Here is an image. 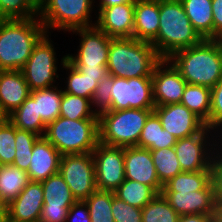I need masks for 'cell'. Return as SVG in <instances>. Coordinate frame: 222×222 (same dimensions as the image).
<instances>
[{"instance_id":"obj_15","label":"cell","mask_w":222,"mask_h":222,"mask_svg":"<svg viewBox=\"0 0 222 222\" xmlns=\"http://www.w3.org/2000/svg\"><path fill=\"white\" fill-rule=\"evenodd\" d=\"M165 65L166 68H164ZM152 83L155 106L180 103L187 85L186 80L167 59H162L155 66L152 74Z\"/></svg>"},{"instance_id":"obj_22","label":"cell","mask_w":222,"mask_h":222,"mask_svg":"<svg viewBox=\"0 0 222 222\" xmlns=\"http://www.w3.org/2000/svg\"><path fill=\"white\" fill-rule=\"evenodd\" d=\"M31 90L21 70L0 71V105L10 115L30 95Z\"/></svg>"},{"instance_id":"obj_46","label":"cell","mask_w":222,"mask_h":222,"mask_svg":"<svg viewBox=\"0 0 222 222\" xmlns=\"http://www.w3.org/2000/svg\"><path fill=\"white\" fill-rule=\"evenodd\" d=\"M80 73L90 78H105L108 75L107 66L87 67V65H73Z\"/></svg>"},{"instance_id":"obj_31","label":"cell","mask_w":222,"mask_h":222,"mask_svg":"<svg viewBox=\"0 0 222 222\" xmlns=\"http://www.w3.org/2000/svg\"><path fill=\"white\" fill-rule=\"evenodd\" d=\"M61 60L63 68L70 70V74L67 78V88H65L63 92L92 100L98 83L104 78H90L83 73H80L67 60V56H63Z\"/></svg>"},{"instance_id":"obj_20","label":"cell","mask_w":222,"mask_h":222,"mask_svg":"<svg viewBox=\"0 0 222 222\" xmlns=\"http://www.w3.org/2000/svg\"><path fill=\"white\" fill-rule=\"evenodd\" d=\"M135 3L102 8L95 25L112 38H133Z\"/></svg>"},{"instance_id":"obj_44","label":"cell","mask_w":222,"mask_h":222,"mask_svg":"<svg viewBox=\"0 0 222 222\" xmlns=\"http://www.w3.org/2000/svg\"><path fill=\"white\" fill-rule=\"evenodd\" d=\"M65 222H91L85 201H76L68 210Z\"/></svg>"},{"instance_id":"obj_26","label":"cell","mask_w":222,"mask_h":222,"mask_svg":"<svg viewBox=\"0 0 222 222\" xmlns=\"http://www.w3.org/2000/svg\"><path fill=\"white\" fill-rule=\"evenodd\" d=\"M30 182L27 171L14 165H0V196L9 205Z\"/></svg>"},{"instance_id":"obj_53","label":"cell","mask_w":222,"mask_h":222,"mask_svg":"<svg viewBox=\"0 0 222 222\" xmlns=\"http://www.w3.org/2000/svg\"><path fill=\"white\" fill-rule=\"evenodd\" d=\"M0 210H7V205L5 204L1 196H0Z\"/></svg>"},{"instance_id":"obj_49","label":"cell","mask_w":222,"mask_h":222,"mask_svg":"<svg viewBox=\"0 0 222 222\" xmlns=\"http://www.w3.org/2000/svg\"><path fill=\"white\" fill-rule=\"evenodd\" d=\"M219 222H222V201H216L215 216Z\"/></svg>"},{"instance_id":"obj_11","label":"cell","mask_w":222,"mask_h":222,"mask_svg":"<svg viewBox=\"0 0 222 222\" xmlns=\"http://www.w3.org/2000/svg\"><path fill=\"white\" fill-rule=\"evenodd\" d=\"M98 190L114 192L125 180L124 147L98 143L92 152Z\"/></svg>"},{"instance_id":"obj_51","label":"cell","mask_w":222,"mask_h":222,"mask_svg":"<svg viewBox=\"0 0 222 222\" xmlns=\"http://www.w3.org/2000/svg\"><path fill=\"white\" fill-rule=\"evenodd\" d=\"M0 222H9L7 210H0Z\"/></svg>"},{"instance_id":"obj_10","label":"cell","mask_w":222,"mask_h":222,"mask_svg":"<svg viewBox=\"0 0 222 222\" xmlns=\"http://www.w3.org/2000/svg\"><path fill=\"white\" fill-rule=\"evenodd\" d=\"M48 37L45 33L35 44L30 57L21 70L31 91L55 86L53 85V82L56 81L54 78L59 77L56 74V52Z\"/></svg>"},{"instance_id":"obj_42","label":"cell","mask_w":222,"mask_h":222,"mask_svg":"<svg viewBox=\"0 0 222 222\" xmlns=\"http://www.w3.org/2000/svg\"><path fill=\"white\" fill-rule=\"evenodd\" d=\"M110 75H107L103 80L98 83L95 93L91 100V105L99 108L96 114L99 116L101 113L108 111L111 105L110 93ZM96 104V105H95Z\"/></svg>"},{"instance_id":"obj_41","label":"cell","mask_w":222,"mask_h":222,"mask_svg":"<svg viewBox=\"0 0 222 222\" xmlns=\"http://www.w3.org/2000/svg\"><path fill=\"white\" fill-rule=\"evenodd\" d=\"M222 127V79L211 89V111L209 114V128L211 130Z\"/></svg>"},{"instance_id":"obj_36","label":"cell","mask_w":222,"mask_h":222,"mask_svg":"<svg viewBox=\"0 0 222 222\" xmlns=\"http://www.w3.org/2000/svg\"><path fill=\"white\" fill-rule=\"evenodd\" d=\"M40 136L15 127V157L12 165L27 171L35 142Z\"/></svg>"},{"instance_id":"obj_23","label":"cell","mask_w":222,"mask_h":222,"mask_svg":"<svg viewBox=\"0 0 222 222\" xmlns=\"http://www.w3.org/2000/svg\"><path fill=\"white\" fill-rule=\"evenodd\" d=\"M159 30V0H135L133 38L151 43Z\"/></svg>"},{"instance_id":"obj_29","label":"cell","mask_w":222,"mask_h":222,"mask_svg":"<svg viewBox=\"0 0 222 222\" xmlns=\"http://www.w3.org/2000/svg\"><path fill=\"white\" fill-rule=\"evenodd\" d=\"M9 121L18 129L33 132L40 137L44 136L46 125L41 116H37L36 102L29 97L9 115Z\"/></svg>"},{"instance_id":"obj_35","label":"cell","mask_w":222,"mask_h":222,"mask_svg":"<svg viewBox=\"0 0 222 222\" xmlns=\"http://www.w3.org/2000/svg\"><path fill=\"white\" fill-rule=\"evenodd\" d=\"M114 192L96 190L85 200L91 222H115L112 215Z\"/></svg>"},{"instance_id":"obj_39","label":"cell","mask_w":222,"mask_h":222,"mask_svg":"<svg viewBox=\"0 0 222 222\" xmlns=\"http://www.w3.org/2000/svg\"><path fill=\"white\" fill-rule=\"evenodd\" d=\"M15 157V126L8 121L0 127V165H11Z\"/></svg>"},{"instance_id":"obj_54","label":"cell","mask_w":222,"mask_h":222,"mask_svg":"<svg viewBox=\"0 0 222 222\" xmlns=\"http://www.w3.org/2000/svg\"><path fill=\"white\" fill-rule=\"evenodd\" d=\"M210 222H219L215 217H212Z\"/></svg>"},{"instance_id":"obj_50","label":"cell","mask_w":222,"mask_h":222,"mask_svg":"<svg viewBox=\"0 0 222 222\" xmlns=\"http://www.w3.org/2000/svg\"><path fill=\"white\" fill-rule=\"evenodd\" d=\"M9 121V114L0 105V127Z\"/></svg>"},{"instance_id":"obj_25","label":"cell","mask_w":222,"mask_h":222,"mask_svg":"<svg viewBox=\"0 0 222 222\" xmlns=\"http://www.w3.org/2000/svg\"><path fill=\"white\" fill-rule=\"evenodd\" d=\"M176 142L177 138L163 129L160 119L152 112L141 131L137 146L153 150L174 147Z\"/></svg>"},{"instance_id":"obj_2","label":"cell","mask_w":222,"mask_h":222,"mask_svg":"<svg viewBox=\"0 0 222 222\" xmlns=\"http://www.w3.org/2000/svg\"><path fill=\"white\" fill-rule=\"evenodd\" d=\"M45 33L38 17L0 19V71L22 70L35 44Z\"/></svg>"},{"instance_id":"obj_17","label":"cell","mask_w":222,"mask_h":222,"mask_svg":"<svg viewBox=\"0 0 222 222\" xmlns=\"http://www.w3.org/2000/svg\"><path fill=\"white\" fill-rule=\"evenodd\" d=\"M125 179L150 186L161 194L163 185L158 179L153 158L149 149L138 146L124 147Z\"/></svg>"},{"instance_id":"obj_16","label":"cell","mask_w":222,"mask_h":222,"mask_svg":"<svg viewBox=\"0 0 222 222\" xmlns=\"http://www.w3.org/2000/svg\"><path fill=\"white\" fill-rule=\"evenodd\" d=\"M153 112L160 119L163 129L177 139L194 136L206 127L198 116L181 103L155 106Z\"/></svg>"},{"instance_id":"obj_30","label":"cell","mask_w":222,"mask_h":222,"mask_svg":"<svg viewBox=\"0 0 222 222\" xmlns=\"http://www.w3.org/2000/svg\"><path fill=\"white\" fill-rule=\"evenodd\" d=\"M211 182V170L182 171L163 185L161 192H195L203 190Z\"/></svg>"},{"instance_id":"obj_40","label":"cell","mask_w":222,"mask_h":222,"mask_svg":"<svg viewBox=\"0 0 222 222\" xmlns=\"http://www.w3.org/2000/svg\"><path fill=\"white\" fill-rule=\"evenodd\" d=\"M112 215L115 222H142V209L136 208L117 198L112 200Z\"/></svg>"},{"instance_id":"obj_43","label":"cell","mask_w":222,"mask_h":222,"mask_svg":"<svg viewBox=\"0 0 222 222\" xmlns=\"http://www.w3.org/2000/svg\"><path fill=\"white\" fill-rule=\"evenodd\" d=\"M214 150L217 152L212 159L211 163V181L214 187L216 201H222V155L215 147ZM219 155H218V154Z\"/></svg>"},{"instance_id":"obj_52","label":"cell","mask_w":222,"mask_h":222,"mask_svg":"<svg viewBox=\"0 0 222 222\" xmlns=\"http://www.w3.org/2000/svg\"><path fill=\"white\" fill-rule=\"evenodd\" d=\"M37 9H39L45 0H29Z\"/></svg>"},{"instance_id":"obj_7","label":"cell","mask_w":222,"mask_h":222,"mask_svg":"<svg viewBox=\"0 0 222 222\" xmlns=\"http://www.w3.org/2000/svg\"><path fill=\"white\" fill-rule=\"evenodd\" d=\"M93 0H45L38 9V18L48 28L73 31L94 26L90 20Z\"/></svg>"},{"instance_id":"obj_24","label":"cell","mask_w":222,"mask_h":222,"mask_svg":"<svg viewBox=\"0 0 222 222\" xmlns=\"http://www.w3.org/2000/svg\"><path fill=\"white\" fill-rule=\"evenodd\" d=\"M194 29L203 39H213L212 0H180Z\"/></svg>"},{"instance_id":"obj_37","label":"cell","mask_w":222,"mask_h":222,"mask_svg":"<svg viewBox=\"0 0 222 222\" xmlns=\"http://www.w3.org/2000/svg\"><path fill=\"white\" fill-rule=\"evenodd\" d=\"M142 219V222H178L179 214L158 194L142 208Z\"/></svg>"},{"instance_id":"obj_14","label":"cell","mask_w":222,"mask_h":222,"mask_svg":"<svg viewBox=\"0 0 222 222\" xmlns=\"http://www.w3.org/2000/svg\"><path fill=\"white\" fill-rule=\"evenodd\" d=\"M209 129L206 126L194 136L177 139L174 149L182 171L197 172L211 170L213 154L215 153L214 150L212 152L213 147L207 148L208 144L210 146V143L207 141L210 138L208 137V133H210L211 129Z\"/></svg>"},{"instance_id":"obj_8","label":"cell","mask_w":222,"mask_h":222,"mask_svg":"<svg viewBox=\"0 0 222 222\" xmlns=\"http://www.w3.org/2000/svg\"><path fill=\"white\" fill-rule=\"evenodd\" d=\"M109 110L154 109L152 77L123 78L110 76Z\"/></svg>"},{"instance_id":"obj_28","label":"cell","mask_w":222,"mask_h":222,"mask_svg":"<svg viewBox=\"0 0 222 222\" xmlns=\"http://www.w3.org/2000/svg\"><path fill=\"white\" fill-rule=\"evenodd\" d=\"M180 103L198 116L209 128V114L211 111L210 88L187 84Z\"/></svg>"},{"instance_id":"obj_9","label":"cell","mask_w":222,"mask_h":222,"mask_svg":"<svg viewBox=\"0 0 222 222\" xmlns=\"http://www.w3.org/2000/svg\"><path fill=\"white\" fill-rule=\"evenodd\" d=\"M59 173L77 201H85L97 190L92 153L62 155Z\"/></svg>"},{"instance_id":"obj_47","label":"cell","mask_w":222,"mask_h":222,"mask_svg":"<svg viewBox=\"0 0 222 222\" xmlns=\"http://www.w3.org/2000/svg\"><path fill=\"white\" fill-rule=\"evenodd\" d=\"M212 217L207 214L181 215L178 222H210Z\"/></svg>"},{"instance_id":"obj_3","label":"cell","mask_w":222,"mask_h":222,"mask_svg":"<svg viewBox=\"0 0 222 222\" xmlns=\"http://www.w3.org/2000/svg\"><path fill=\"white\" fill-rule=\"evenodd\" d=\"M202 40L180 0H159V30L151 44L162 59H168L174 52Z\"/></svg>"},{"instance_id":"obj_27","label":"cell","mask_w":222,"mask_h":222,"mask_svg":"<svg viewBox=\"0 0 222 222\" xmlns=\"http://www.w3.org/2000/svg\"><path fill=\"white\" fill-rule=\"evenodd\" d=\"M62 95V89L56 86L31 91L30 96L36 102L37 116H41L46 126L59 117Z\"/></svg>"},{"instance_id":"obj_45","label":"cell","mask_w":222,"mask_h":222,"mask_svg":"<svg viewBox=\"0 0 222 222\" xmlns=\"http://www.w3.org/2000/svg\"><path fill=\"white\" fill-rule=\"evenodd\" d=\"M213 39H222V0H212Z\"/></svg>"},{"instance_id":"obj_38","label":"cell","mask_w":222,"mask_h":222,"mask_svg":"<svg viewBox=\"0 0 222 222\" xmlns=\"http://www.w3.org/2000/svg\"><path fill=\"white\" fill-rule=\"evenodd\" d=\"M35 17H38V9L29 0H0V19Z\"/></svg>"},{"instance_id":"obj_21","label":"cell","mask_w":222,"mask_h":222,"mask_svg":"<svg viewBox=\"0 0 222 222\" xmlns=\"http://www.w3.org/2000/svg\"><path fill=\"white\" fill-rule=\"evenodd\" d=\"M61 154L44 137H39L34 144L31 162L27 170L30 181L43 182L59 172Z\"/></svg>"},{"instance_id":"obj_32","label":"cell","mask_w":222,"mask_h":222,"mask_svg":"<svg viewBox=\"0 0 222 222\" xmlns=\"http://www.w3.org/2000/svg\"><path fill=\"white\" fill-rule=\"evenodd\" d=\"M117 198L136 208H144L158 194L148 185L125 179L114 191Z\"/></svg>"},{"instance_id":"obj_48","label":"cell","mask_w":222,"mask_h":222,"mask_svg":"<svg viewBox=\"0 0 222 222\" xmlns=\"http://www.w3.org/2000/svg\"><path fill=\"white\" fill-rule=\"evenodd\" d=\"M99 5V11L108 6H114L118 4H124V3H135V0H100Z\"/></svg>"},{"instance_id":"obj_5","label":"cell","mask_w":222,"mask_h":222,"mask_svg":"<svg viewBox=\"0 0 222 222\" xmlns=\"http://www.w3.org/2000/svg\"><path fill=\"white\" fill-rule=\"evenodd\" d=\"M44 137L61 155L92 153L99 143V119L59 116L46 126Z\"/></svg>"},{"instance_id":"obj_19","label":"cell","mask_w":222,"mask_h":222,"mask_svg":"<svg viewBox=\"0 0 222 222\" xmlns=\"http://www.w3.org/2000/svg\"><path fill=\"white\" fill-rule=\"evenodd\" d=\"M44 205V193L41 182L30 181L23 191L7 205L9 222L40 221Z\"/></svg>"},{"instance_id":"obj_6","label":"cell","mask_w":222,"mask_h":222,"mask_svg":"<svg viewBox=\"0 0 222 222\" xmlns=\"http://www.w3.org/2000/svg\"><path fill=\"white\" fill-rule=\"evenodd\" d=\"M153 109L108 110L99 117V142L108 146H137Z\"/></svg>"},{"instance_id":"obj_34","label":"cell","mask_w":222,"mask_h":222,"mask_svg":"<svg viewBox=\"0 0 222 222\" xmlns=\"http://www.w3.org/2000/svg\"><path fill=\"white\" fill-rule=\"evenodd\" d=\"M162 185L182 172L174 147L150 150Z\"/></svg>"},{"instance_id":"obj_1","label":"cell","mask_w":222,"mask_h":222,"mask_svg":"<svg viewBox=\"0 0 222 222\" xmlns=\"http://www.w3.org/2000/svg\"><path fill=\"white\" fill-rule=\"evenodd\" d=\"M167 60L187 84L212 89L222 79V39H203L196 45L174 52Z\"/></svg>"},{"instance_id":"obj_4","label":"cell","mask_w":222,"mask_h":222,"mask_svg":"<svg viewBox=\"0 0 222 222\" xmlns=\"http://www.w3.org/2000/svg\"><path fill=\"white\" fill-rule=\"evenodd\" d=\"M162 60L148 42L135 38H111L107 71L113 77H152L155 66Z\"/></svg>"},{"instance_id":"obj_12","label":"cell","mask_w":222,"mask_h":222,"mask_svg":"<svg viewBox=\"0 0 222 222\" xmlns=\"http://www.w3.org/2000/svg\"><path fill=\"white\" fill-rule=\"evenodd\" d=\"M81 38L80 48L75 56L66 55L72 65H87V67L107 66L111 38L95 24L91 27L73 30Z\"/></svg>"},{"instance_id":"obj_18","label":"cell","mask_w":222,"mask_h":222,"mask_svg":"<svg viewBox=\"0 0 222 222\" xmlns=\"http://www.w3.org/2000/svg\"><path fill=\"white\" fill-rule=\"evenodd\" d=\"M169 205L181 215L207 214L215 216L216 199L212 181L195 192H161Z\"/></svg>"},{"instance_id":"obj_33","label":"cell","mask_w":222,"mask_h":222,"mask_svg":"<svg viewBox=\"0 0 222 222\" xmlns=\"http://www.w3.org/2000/svg\"><path fill=\"white\" fill-rule=\"evenodd\" d=\"M91 106L90 99L63 92L59 116L71 120L99 119L97 109L92 110Z\"/></svg>"},{"instance_id":"obj_13","label":"cell","mask_w":222,"mask_h":222,"mask_svg":"<svg viewBox=\"0 0 222 222\" xmlns=\"http://www.w3.org/2000/svg\"><path fill=\"white\" fill-rule=\"evenodd\" d=\"M44 205L40 222H65L68 210L77 201L69 186L58 172L41 182Z\"/></svg>"}]
</instances>
